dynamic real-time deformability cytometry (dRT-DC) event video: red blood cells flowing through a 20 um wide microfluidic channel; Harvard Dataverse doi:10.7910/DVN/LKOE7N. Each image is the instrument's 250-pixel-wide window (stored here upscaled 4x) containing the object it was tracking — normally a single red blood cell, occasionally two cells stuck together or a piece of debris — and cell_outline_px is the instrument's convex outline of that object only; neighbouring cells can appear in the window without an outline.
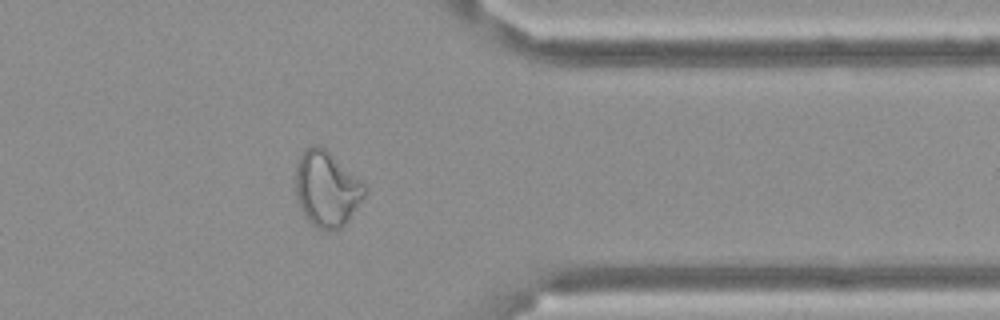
{"species": "Egyptian fruit bat (a non-hibernating species)", "species_latin": "Rousettus aegyptiacus", "temperature_condition": "cold", "stored_images_in_passage": 12, "camera_frame_rate_fps": 3000, "um_per_image_px": 0.085, "frame": {"image": 1, "passage_image": 12, "time_ms": 3.667, "image_size_px": [1000, 320], "cell_outline_px": [[368, 188], [364, 196], [348, 220], [340, 228], [328, 232], [316, 228], [304, 216], [296, 196], [296, 160], [308, 148], [316, 144], [324, 148], [364, 180]], "centroid_in_image_um": [27.79, 16.06], "position_along_channel_um": 383.6, "area_um2": 30.63}}